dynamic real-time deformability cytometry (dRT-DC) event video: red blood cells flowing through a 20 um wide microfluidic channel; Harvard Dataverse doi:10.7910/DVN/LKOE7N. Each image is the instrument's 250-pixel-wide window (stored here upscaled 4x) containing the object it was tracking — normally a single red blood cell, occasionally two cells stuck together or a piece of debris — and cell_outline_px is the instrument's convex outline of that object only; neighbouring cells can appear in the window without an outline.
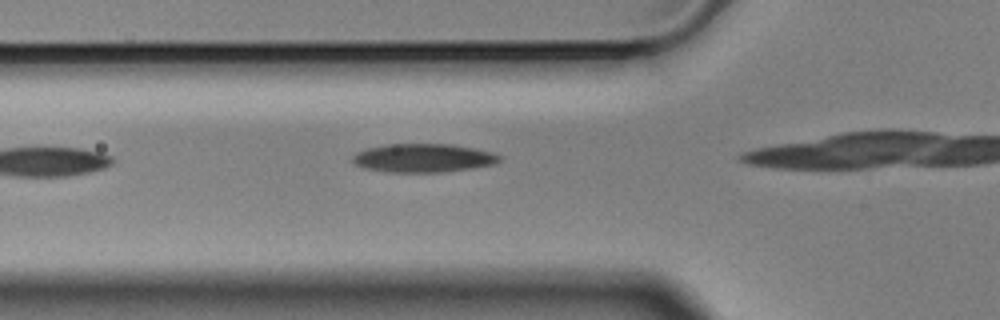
{"species": "Egyptian fruit bat (a non-hibernating species)", "species_latin": "Rousettus aegyptiacus", "temperature_condition": "cold", "stored_images_in_passage": 3, "camera_frame_rate_fps": 3000, "um_per_image_px": 0.085, "animal": {"sex": "male"}, "frame": {"image": 1, "passage_image": 2, "time_ms": 0.333, "image_size_px": [1000, 320], "cell_outline_px": [[500, 160], [496, 164], [472, 168], [440, 172], [388, 172], [364, 168], [356, 164], [352, 160], [352, 156], [356, 152], [368, 148], [388, 144], [452, 144], [492, 152], [500, 156]], "centroid_in_image_um": [35.97, 13.43], "position_along_channel_um": 89.8, "area_um2": 24.33}}